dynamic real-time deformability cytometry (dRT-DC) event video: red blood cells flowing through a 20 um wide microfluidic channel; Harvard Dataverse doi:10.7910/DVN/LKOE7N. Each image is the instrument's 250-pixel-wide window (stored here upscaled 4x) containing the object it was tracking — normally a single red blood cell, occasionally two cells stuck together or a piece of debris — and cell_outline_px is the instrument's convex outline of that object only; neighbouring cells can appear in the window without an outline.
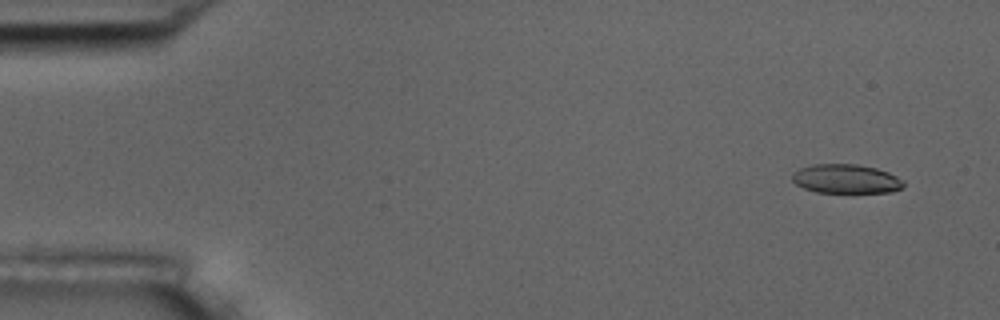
{"species": "common noctule bat (a hibernating species)", "species_latin": "Nyctalus noctula", "temperature_condition": "room temperature", "stored_images_in_passage": 7, "camera_frame_rate_fps": 3000, "um_per_image_px": 0.085, "animal": {"sex": "male", "body_mass_g": 17.5, "forearm_length_mm": 52.3}, "frame": {"image": 1, "passage_image": 1, "time_ms": 0.0, "image_size_px": [1000, 320], "cell_outline_px": [[904, 188], [892, 192], [816, 192], [804, 188], [796, 184], [792, 180], [792, 172], [800, 168], [816, 164], [856, 164], [876, 168], [888, 172], [904, 180]], "centroid_in_image_um": [71.93, 15.2], "position_along_channel_um": 13.1, "area_um2": 18.9}}
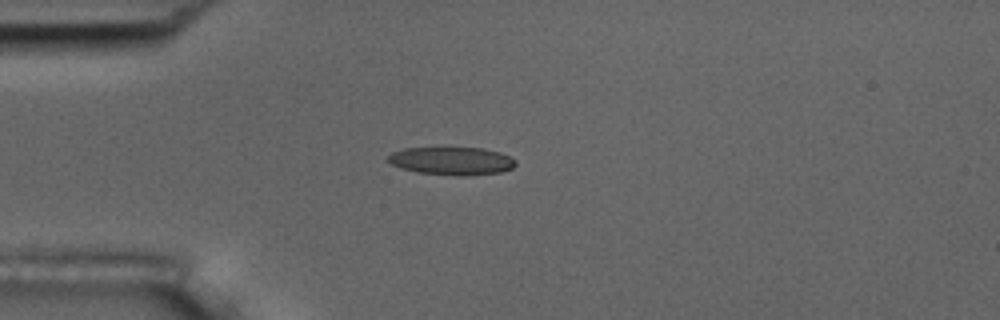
{"frame": {"image": 2, "passage_image": 4, "time_ms": 3.667, "image_size_px": [1000, 320], "cell_outline_px": [[516, 164], [512, 168], [500, 172], [468, 176], [456, 176], [416, 172], [400, 168], [384, 160], [392, 152], [404, 148], [484, 148], [500, 152], [516, 160]], "centroid_in_image_um": [38.37, 13.68], "position_along_channel_um": 46.6, "area_um2": 20.98}}